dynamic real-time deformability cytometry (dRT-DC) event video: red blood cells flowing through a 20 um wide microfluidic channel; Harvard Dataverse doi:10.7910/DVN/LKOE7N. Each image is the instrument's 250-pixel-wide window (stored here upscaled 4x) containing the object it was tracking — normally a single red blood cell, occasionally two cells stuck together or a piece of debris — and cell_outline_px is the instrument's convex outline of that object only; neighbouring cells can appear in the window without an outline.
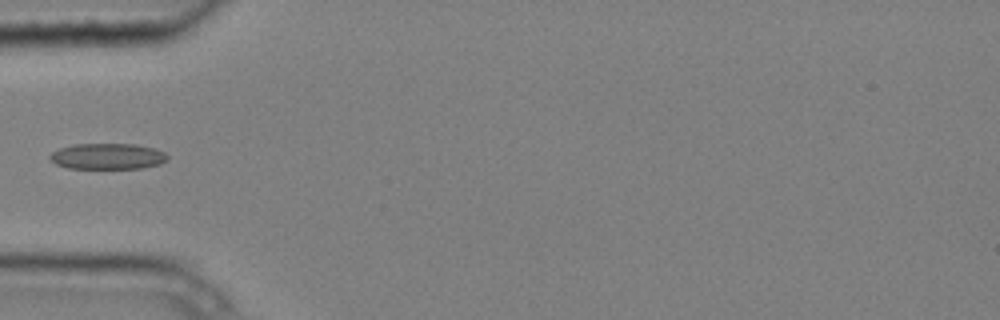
{"species": "common noctule bat (a hibernating species)", "species_latin": "Nyctalus noctula", "temperature_condition": "cold", "stored_images_in_passage": 1, "camera_frame_rate_fps": 3000, "um_per_image_px": 0.085, "animal": {"sex": "male", "body_mass_g": 20.4}, "frame": {"image": 1, "passage_image": 1, "time_ms": 0.0, "image_size_px": [1000, 320], "cell_outline_px": [[168, 160], [160, 164], [140, 168], [68, 168], [56, 164], [48, 156], [52, 152], [60, 148], [76, 144], [136, 144], [152, 148], [164, 152], [168, 156]], "centroid_in_image_um": [9.15, 13.28], "position_along_channel_um": 75.8, "area_um2": 17.63}}